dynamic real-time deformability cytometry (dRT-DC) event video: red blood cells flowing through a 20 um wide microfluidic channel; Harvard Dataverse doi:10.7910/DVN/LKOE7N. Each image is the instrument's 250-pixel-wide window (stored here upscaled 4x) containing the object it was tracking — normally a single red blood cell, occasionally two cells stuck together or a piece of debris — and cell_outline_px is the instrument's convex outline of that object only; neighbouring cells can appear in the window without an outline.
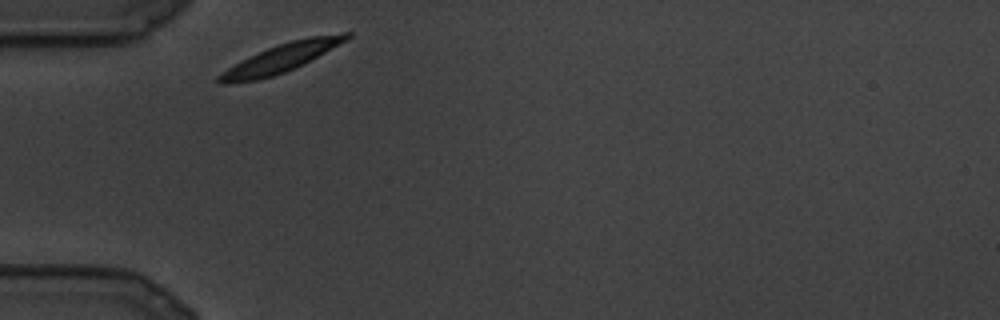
{"species": "common noctule bat (a hibernating species)", "species_latin": "Nyctalus noctula", "temperature_condition": "cold", "stored_images_in_passage": 16, "camera_frame_rate_fps": 3000, "um_per_image_px": 0.085, "animal": {"sex": "male", "body_mass_g": 19.5, "forearm_length_mm": 54.6}, "frame": {"image": 1, "passage_image": 1, "time_ms": 0.0, "image_size_px": [1000, 320], "cell_outline_px": [[352, 36], [348, 40], [284, 72], [272, 76], [256, 80], [224, 84], [220, 84], [216, 80], [216, 76], [228, 68], [268, 48], [292, 40], [308, 36], [344, 32], [352, 32]], "centroid_in_image_um": [23.92, 4.92], "position_along_channel_um": 61.1, "area_um2": 20.46}}
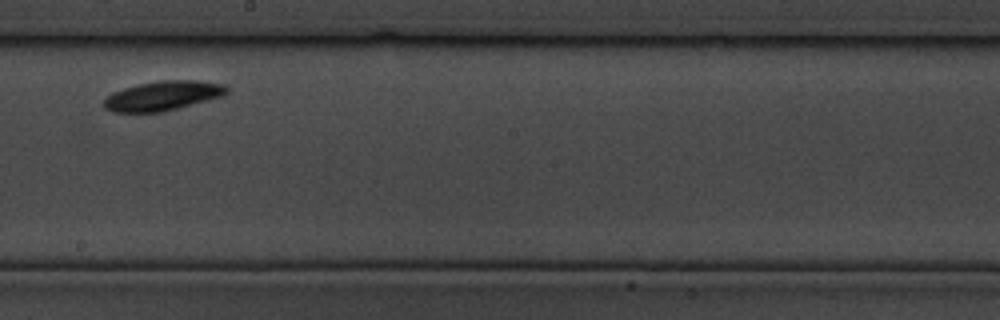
{"frame": {"image": 2, "passage_image": 9, "time_ms": 2.667, "image_size_px": [1000, 320], "cell_outline_px": [[228, 92], [224, 96], [164, 112], [112, 112], [104, 108], [100, 104], [112, 92], [124, 88], [140, 84], [164, 80], [200, 80], [224, 84], [228, 88]], "centroid_in_image_um": [13.85, 8.15], "position_along_channel_um": 234.3, "area_um2": 21.33}}
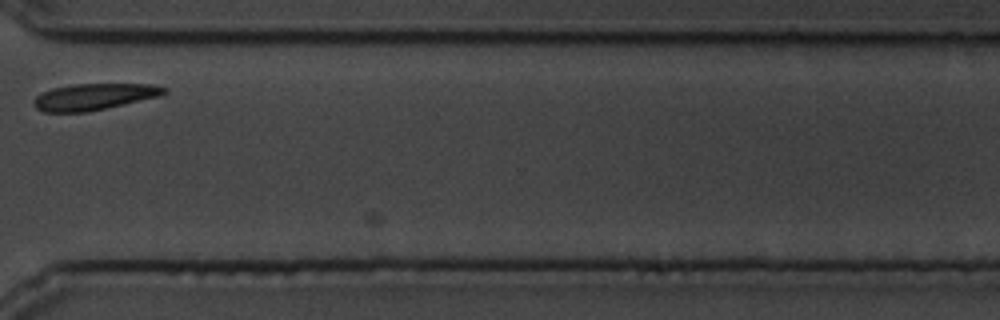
{"frame": {"image": 3, "passage_image": 15, "time_ms": 4.667, "image_size_px": [1000, 320], "cell_outline_px": [[168, 92], [160, 96], [88, 112], [44, 112], [36, 108], [32, 100], [40, 92], [52, 88], [72, 84], [152, 84], [168, 88]], "centroid_in_image_um": [7.98, 8.22], "position_along_channel_um": 362.6, "area_um2": 20.23}}